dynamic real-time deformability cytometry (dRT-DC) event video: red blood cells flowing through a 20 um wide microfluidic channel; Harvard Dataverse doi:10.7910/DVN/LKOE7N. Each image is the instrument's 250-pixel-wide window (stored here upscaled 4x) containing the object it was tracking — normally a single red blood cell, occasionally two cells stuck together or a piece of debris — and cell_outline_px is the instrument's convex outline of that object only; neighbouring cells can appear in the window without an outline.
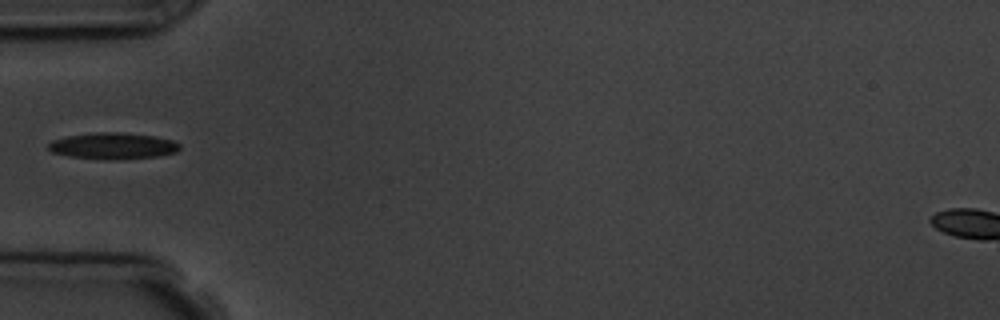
{"species": "common noctule bat (a hibernating species)", "species_latin": "Nyctalus noctula", "temperature_condition": "room temperature", "stored_images_in_passage": 2, "camera_frame_rate_fps": 3000, "um_per_image_px": 0.085, "animal": {"sex": "male", "body_mass_g": 19.5, "forearm_length_mm": 54.6}, "frame": {"image": 1, "passage_image": 2, "time_ms": 2.0, "image_size_px": [1000, 320], "cell_outline_px": [[180, 148], [176, 152], [160, 156], [116, 160], [104, 160], [68, 156], [52, 152], [48, 148], [48, 144], [52, 140], [68, 136], [96, 132], [120, 132], [152, 136], [172, 140], [180, 144]], "centroid_in_image_um": [9.6, 12.41], "position_along_channel_um": 75.4, "area_um2": 20.29}}